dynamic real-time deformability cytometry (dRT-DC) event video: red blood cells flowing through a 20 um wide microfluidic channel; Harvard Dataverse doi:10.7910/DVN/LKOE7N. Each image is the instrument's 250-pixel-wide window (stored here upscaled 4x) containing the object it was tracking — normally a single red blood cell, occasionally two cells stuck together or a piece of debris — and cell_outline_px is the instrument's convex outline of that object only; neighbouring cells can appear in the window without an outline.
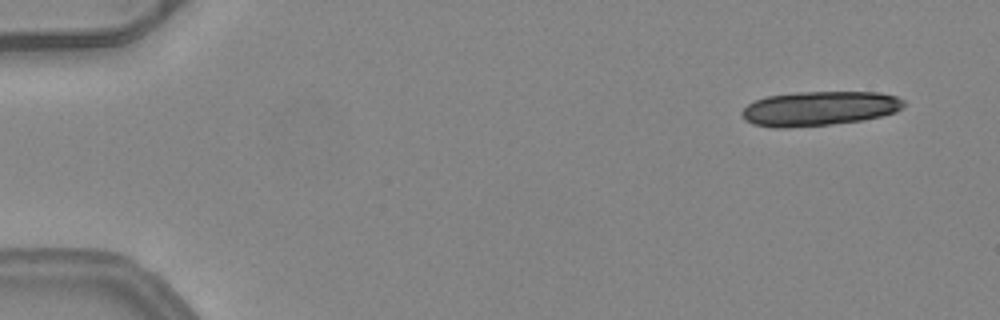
{"species": "common noctule bat (a hibernating species)", "species_latin": "Nyctalus noctula", "temperature_condition": "warm", "stored_images_in_passage": 5, "camera_frame_rate_fps": 3000, "um_per_image_px": 0.085, "animal": {"sex": "female", "body_mass_g": 24.6, "forearm_length_mm": 56.2}, "frame": {"image": 1, "passage_image": 1, "time_ms": 0.0, "image_size_px": [1000, 320], "cell_outline_px": [[904, 104], [896, 112], [880, 116], [860, 120], [832, 124], [788, 128], [772, 128], [752, 124], [744, 120], [740, 112], [748, 104], [764, 96], [796, 92], [880, 92], [896, 96], [904, 100]], "centroid_in_image_um": [69.58, 9.22], "position_along_channel_um": 15.4, "area_um2": 32.71}}